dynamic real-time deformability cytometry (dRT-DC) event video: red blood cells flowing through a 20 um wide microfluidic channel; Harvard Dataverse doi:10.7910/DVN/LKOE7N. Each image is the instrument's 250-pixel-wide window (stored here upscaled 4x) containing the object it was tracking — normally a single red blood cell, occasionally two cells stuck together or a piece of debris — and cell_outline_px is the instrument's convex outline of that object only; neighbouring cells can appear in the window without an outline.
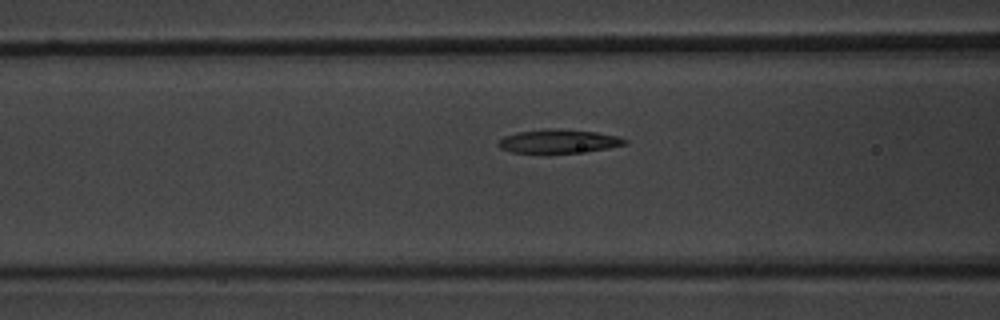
{"species": "common noctule bat (a hibernating species)", "species_latin": "Nyctalus noctula", "temperature_condition": "warm", "stored_images_in_passage": 38, "camera_frame_rate_fps": 3000, "um_per_image_px": 0.085, "animal": {"sex": "male", "body_mass_g": 20.1, "forearm_length_mm": 53.5}, "frame": {"image": 1, "passage_image": 7, "time_ms": 2.0, "image_size_px": [1000, 320], "cell_outline_px": [[628, 140], [624, 144], [608, 148], [544, 156], [512, 152], [500, 148], [496, 144], [504, 136], [516, 132], [544, 128], [548, 128], [596, 132], [620, 136]], "centroid_in_image_um": [47.39, 12.04], "position_along_channel_um": 119.2, "area_um2": 18.09}}
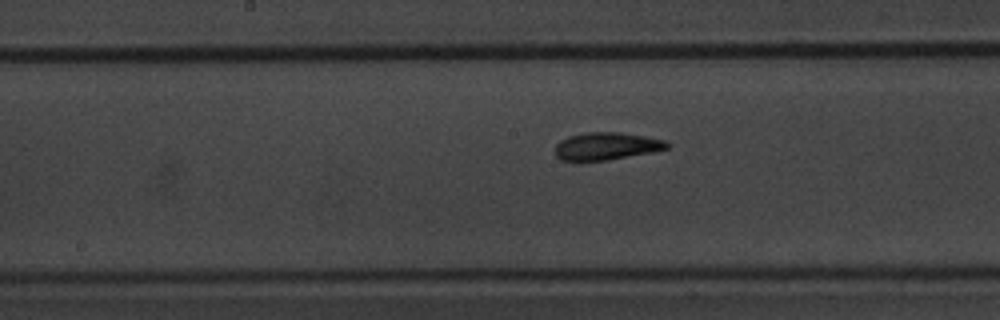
{"frame": {"image": 2, "passage_image": 13, "time_ms": 4.0, "image_size_px": [1000, 320], "cell_outline_px": [[672, 144], [668, 148], [652, 152], [608, 160], [560, 160], [556, 156], [556, 144], [560, 140], [568, 136], [584, 132], [620, 132], [644, 136], [664, 140]], "centroid_in_image_um": [51.55, 12.41], "position_along_channel_um": 196.6, "area_um2": 17.92}}
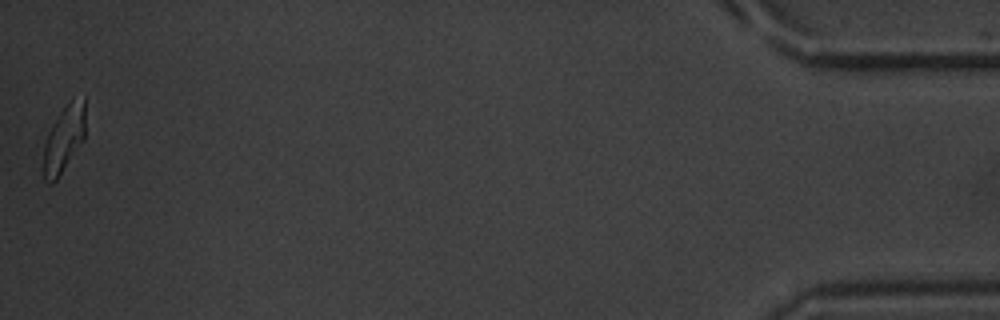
{"frame": {"image": 3, "passage_image": 38, "time_ms": 12.333, "image_size_px": [1000, 320], "cell_outline_px": [[84, 140], [56, 180], [52, 184], [48, 184], [44, 180], [44, 144], [48, 132], [52, 124], [68, 100], [72, 96], [84, 96]], "centroid_in_image_um": [5.44, 11.76], "position_along_channel_um": 429.8, "area_um2": 16.42}, "authors_computed_cell_mechanics": {"area_um2": 17.8024, "velocity_mm_per_s": 3.869, "shape_relaxation_time_tau1_ms": 3.2633, "shape_relaxation_time_tau2_ms": 1.7571, "deformation_change_tau1": 0.1796, "deformation_change_tau2": 0.0971}}